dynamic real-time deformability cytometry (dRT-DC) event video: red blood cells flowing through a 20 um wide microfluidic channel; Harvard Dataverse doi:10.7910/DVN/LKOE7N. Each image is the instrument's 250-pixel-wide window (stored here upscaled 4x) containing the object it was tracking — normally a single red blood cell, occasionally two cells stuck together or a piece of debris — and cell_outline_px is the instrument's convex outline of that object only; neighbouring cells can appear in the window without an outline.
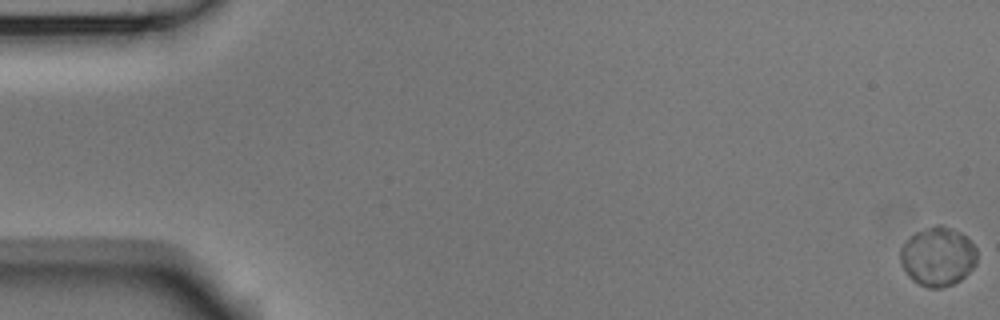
{"species": "Egyptian fruit bat (a non-hibernating species)", "species_latin": "Rousettus aegyptiacus", "temperature_condition": "room temperature", "stored_images_in_passage": 7, "camera_frame_rate_fps": 3000, "um_per_image_px": 0.085, "animal": {"sex": "male"}, "frame": {"image": 1, "passage_image": 1, "time_ms": 0.0, "image_size_px": [1000, 320], "cell_outline_px": [[976, 264], [960, 280], [952, 284], [940, 288], [928, 288], [912, 280], [908, 276], [900, 264], [900, 248], [916, 232], [936, 224], [940, 224], [960, 232], [976, 248]], "centroid_in_image_um": [79.69, 21.81], "position_along_channel_um": 5.3, "area_um2": 26.13}}
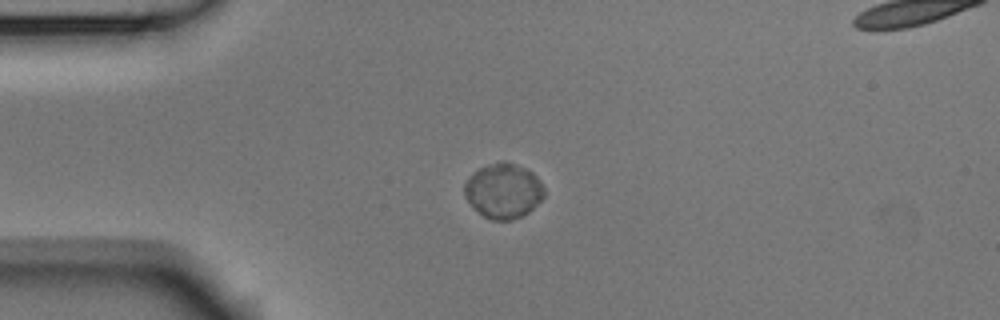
{"frame": {"image": 2, "passage_image": 5, "time_ms": 1.333, "image_size_px": [1000, 320], "cell_outline_px": [[544, 196], [528, 212], [512, 220], [492, 220], [484, 216], [464, 196], [464, 184], [468, 176], [480, 168], [500, 160], [504, 160], [528, 168], [540, 180], [544, 188]], "centroid_in_image_um": [42.79, 16.19], "position_along_channel_um": 42.2, "area_um2": 25.43}}